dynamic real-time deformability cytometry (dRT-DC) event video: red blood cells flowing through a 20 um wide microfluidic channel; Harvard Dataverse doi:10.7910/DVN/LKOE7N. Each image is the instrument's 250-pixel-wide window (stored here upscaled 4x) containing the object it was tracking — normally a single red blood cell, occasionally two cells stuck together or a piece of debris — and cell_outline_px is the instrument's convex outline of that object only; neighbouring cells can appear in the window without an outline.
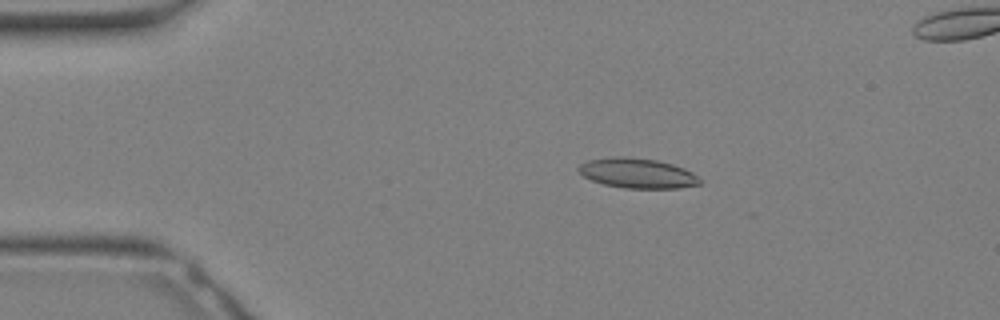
{"species": "Egyptian fruit bat (a non-hibernating species)", "species_latin": "Rousettus aegyptiacus", "temperature_condition": "warm", "stored_images_in_passage": 13, "camera_frame_rate_fps": 3000, "um_per_image_px": 0.085, "animal": {"sex": "female"}, "frame": {"image": 1, "passage_image": 3, "time_ms": 0.667, "image_size_px": [1000, 320], "cell_outline_px": [[700, 184], [680, 188], [624, 188], [604, 184], [592, 180], [584, 176], [576, 168], [580, 164], [588, 160], [620, 156], [628, 156], [656, 160], [672, 164], [684, 168], [692, 172], [700, 180]], "centroid_in_image_um": [54.17, 14.72], "position_along_channel_um": 30.8, "area_um2": 21.04}}
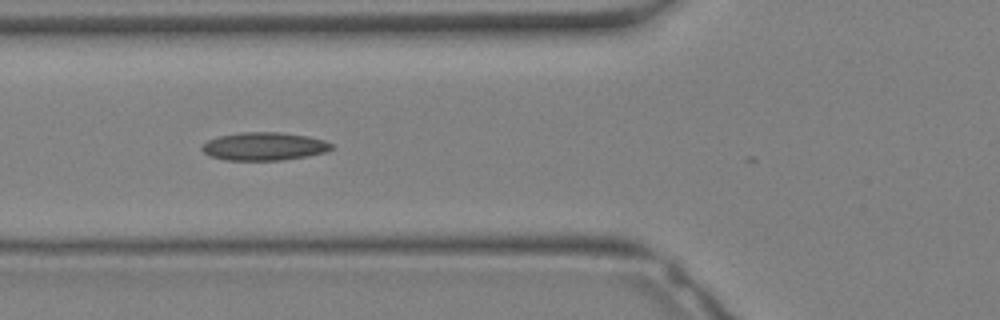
{"frame": {"image": 2, "passage_image": 9, "time_ms": 2.667, "image_size_px": [1000, 320], "cell_outline_px": [[332, 148], [328, 152], [308, 156], [280, 160], [224, 160], [208, 156], [200, 148], [208, 140], [220, 136], [240, 132], [280, 132], [308, 136], [324, 140], [332, 144]], "centroid_in_image_um": [22.45, 12.44], "position_along_channel_um": 103.3, "area_um2": 21.27}}
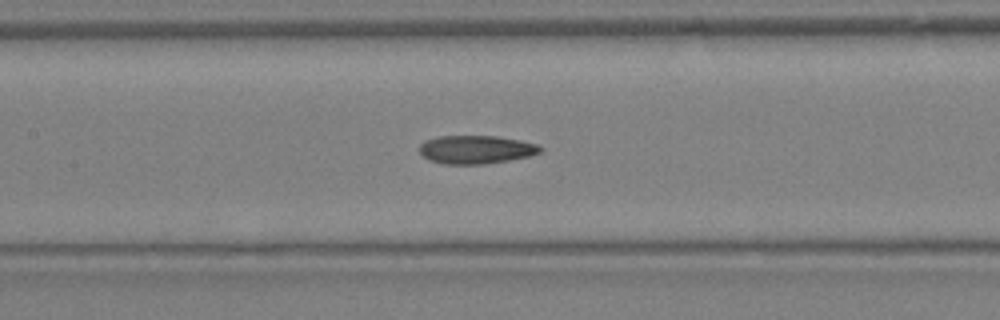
{"frame": {"image": 3, "passage_image": 12, "time_ms": 3.667, "image_size_px": [1000, 320], "cell_outline_px": [[544, 148], [540, 152], [528, 156], [508, 160], [484, 164], [444, 164], [432, 160], [424, 156], [420, 152], [420, 144], [424, 140], [440, 136], [496, 136], [520, 140], [540, 144]], "centroid_in_image_um": [40.49, 12.7], "position_along_channel_um": 166.9, "area_um2": 19.88}}